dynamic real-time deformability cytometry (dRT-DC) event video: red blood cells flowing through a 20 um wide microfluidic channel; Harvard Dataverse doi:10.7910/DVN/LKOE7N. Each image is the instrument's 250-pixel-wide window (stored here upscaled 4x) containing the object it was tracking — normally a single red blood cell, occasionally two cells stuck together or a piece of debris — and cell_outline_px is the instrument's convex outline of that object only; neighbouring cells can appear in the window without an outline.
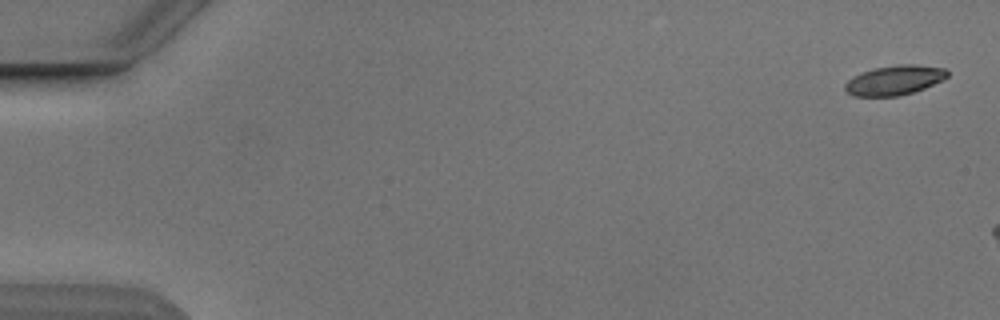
{"species": "Egyptian fruit bat (a non-hibernating species)", "species_latin": "Rousettus aegyptiacus", "temperature_condition": "cold", "stored_images_in_passage": 3, "camera_frame_rate_fps": 3000, "um_per_image_px": 0.085, "animal": {"sex": "male"}, "frame": {"image": 1, "passage_image": 1, "time_ms": 0.0, "image_size_px": [1000, 320], "cell_outline_px": [[948, 76], [944, 80], [924, 88], [900, 96], [852, 96], [844, 88], [844, 84], [852, 76], [872, 68], [896, 64], [916, 64], [944, 68], [948, 72]], "centroid_in_image_um": [76.02, 6.81], "position_along_channel_um": 9.0, "area_um2": 17.86}}